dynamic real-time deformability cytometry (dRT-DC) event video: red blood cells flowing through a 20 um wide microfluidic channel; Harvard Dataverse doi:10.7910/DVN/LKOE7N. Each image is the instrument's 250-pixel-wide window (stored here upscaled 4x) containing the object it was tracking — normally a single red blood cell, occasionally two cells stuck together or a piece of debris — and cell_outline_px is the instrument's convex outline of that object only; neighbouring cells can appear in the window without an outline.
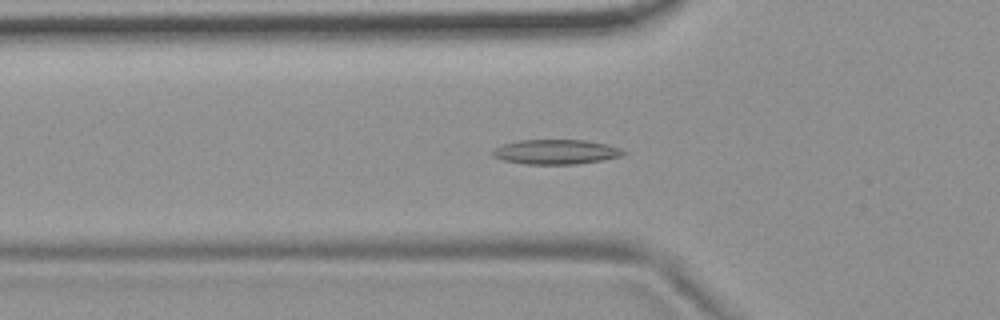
{"species": "common noctule bat (a hibernating species)", "species_latin": "Nyctalus noctula", "temperature_condition": "room temperature", "stored_images_in_passage": 54, "camera_frame_rate_fps": 3000, "um_per_image_px": 0.085, "animal": {"sex": "female", "body_mass_g": 19.9}, "frame": {"image": 1, "passage_image": 18, "time_ms": 5.667, "image_size_px": [1000, 320], "cell_outline_px": [[628, 152], [624, 156], [604, 160], [576, 164], [524, 164], [504, 160], [492, 156], [488, 152], [504, 144], [520, 140], [584, 140], [608, 144], [620, 148]], "centroid_in_image_um": [47.29, 12.91], "position_along_channel_um": 78.5, "area_um2": 19.02}}
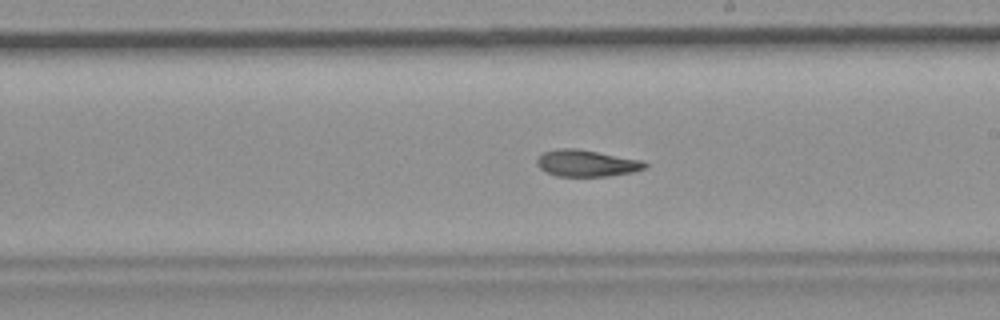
{"frame": {"image": 2, "passage_image": 31, "time_ms": 10.0, "image_size_px": [1000, 320], "cell_outline_px": [[648, 164], [644, 168], [632, 172], [608, 176], [556, 176], [544, 172], [536, 164], [536, 160], [544, 152], [556, 148], [576, 148], [640, 160]], "centroid_in_image_um": [49.79, 13.88], "position_along_channel_um": 239.2, "area_um2": 16.65}}
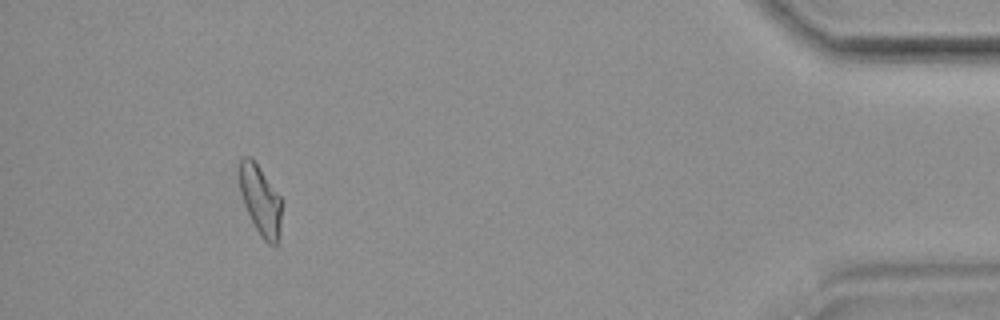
{"frame": {"image": 3, "passage_image": 50, "time_ms": 16.333, "image_size_px": [1000, 320], "cell_outline_px": [[284, 200], [280, 240], [276, 244], [268, 244], [260, 236], [244, 204], [240, 192], [240, 160], [244, 156], [252, 156]], "centroid_in_image_um": [22.21, 17.04], "position_along_channel_um": 413.0, "area_um2": 17.74}, "authors_computed_cell_mechanics": {"area_um2": 17.7157, "velocity_mm_per_s": 3.7054, "shape_relaxation_time_tau1_ms": null, "shape_relaxation_time_tau2_ms": 6.6705, "deformation_change_tau1": null, "deformation_change_tau2": 0.137}}